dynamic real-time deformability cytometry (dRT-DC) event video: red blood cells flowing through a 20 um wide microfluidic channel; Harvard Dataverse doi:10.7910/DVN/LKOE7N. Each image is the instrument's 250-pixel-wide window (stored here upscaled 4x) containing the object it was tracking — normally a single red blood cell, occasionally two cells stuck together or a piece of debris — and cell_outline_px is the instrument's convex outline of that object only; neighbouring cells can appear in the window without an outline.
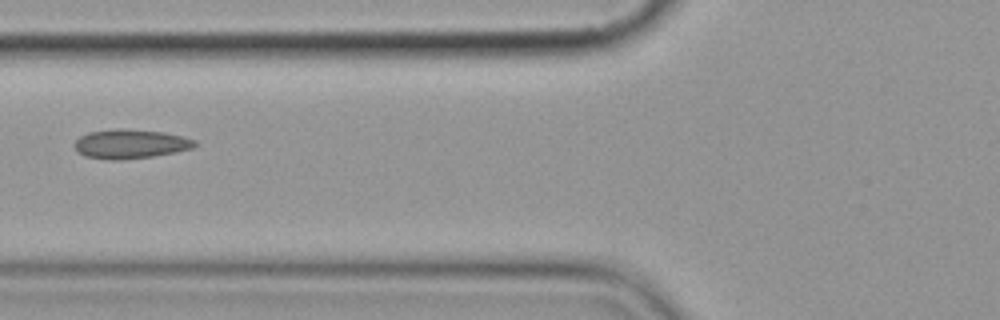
{"species": "common noctule bat (a hibernating species)", "species_latin": "Nyctalus noctula", "temperature_condition": "cold", "stored_images_in_passage": 2, "camera_frame_rate_fps": 3000, "um_per_image_px": 0.085, "animal": {"sex": "female", "body_mass_g": 19.9}, "frame": {"image": 1, "passage_image": 2, "time_ms": 1.0, "image_size_px": [1000, 320], "cell_outline_px": [[200, 144], [192, 148], [152, 156], [120, 160], [108, 160], [84, 156], [76, 152], [72, 144], [80, 136], [88, 132], [116, 128], [120, 128], [164, 132], [184, 136], [196, 140]], "centroid_in_image_um": [11.05, 12.23], "position_along_channel_um": 114.8, "area_um2": 20.75}}